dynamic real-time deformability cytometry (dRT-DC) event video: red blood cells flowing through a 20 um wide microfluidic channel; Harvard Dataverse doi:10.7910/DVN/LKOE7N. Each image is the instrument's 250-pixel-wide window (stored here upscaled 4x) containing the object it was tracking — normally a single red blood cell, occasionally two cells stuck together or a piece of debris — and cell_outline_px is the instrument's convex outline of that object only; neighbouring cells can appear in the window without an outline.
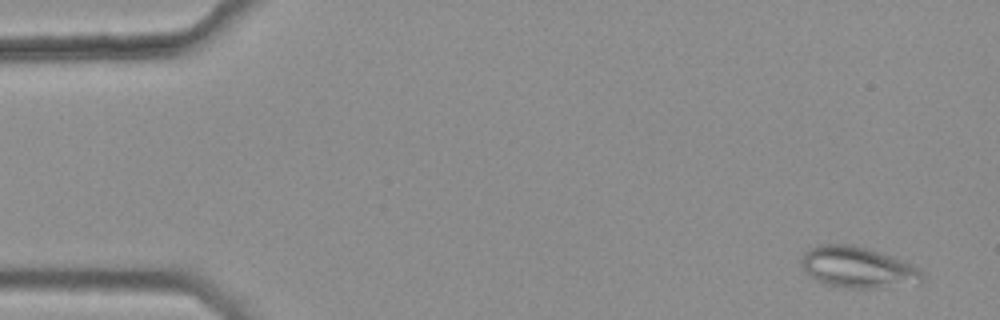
{"species": "common noctule bat (a hibernating species)", "species_latin": "Nyctalus noctula", "temperature_condition": "warm", "stored_images_in_passage": 45, "camera_frame_rate_fps": 3000, "um_per_image_px": 0.085, "animal": {"sex": "female", "body_mass_g": 25.1}, "frame": {"image": 1, "passage_image": 3, "time_ms": 0.667, "image_size_px": [1000, 320], "cell_outline_px": [[924, 276], [920, 284], [880, 288], [844, 288], [828, 284], [816, 280], [804, 268], [800, 260], [804, 252], [808, 248], [820, 244], [852, 244], [892, 256], [916, 268]], "centroid_in_image_um": [72.9, 22.73], "position_along_channel_um": 12.1, "area_um2": 28.78}}
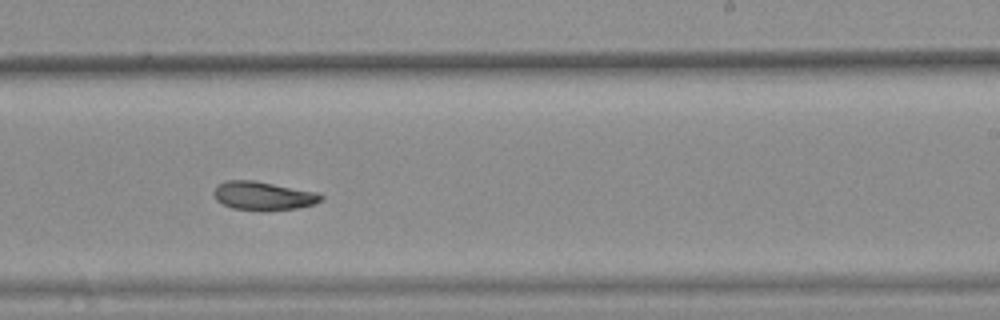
{"frame": {"image": 2, "passage_image": 33, "time_ms": 10.667, "image_size_px": [1000, 320], "cell_outline_px": [[324, 200], [316, 204], [296, 208], [264, 212], [260, 212], [232, 208], [216, 200], [212, 192], [224, 180], [252, 180], [316, 192], [324, 196]], "centroid_in_image_um": [22.39, 16.67], "position_along_channel_um": 266.6, "area_um2": 18.09}}
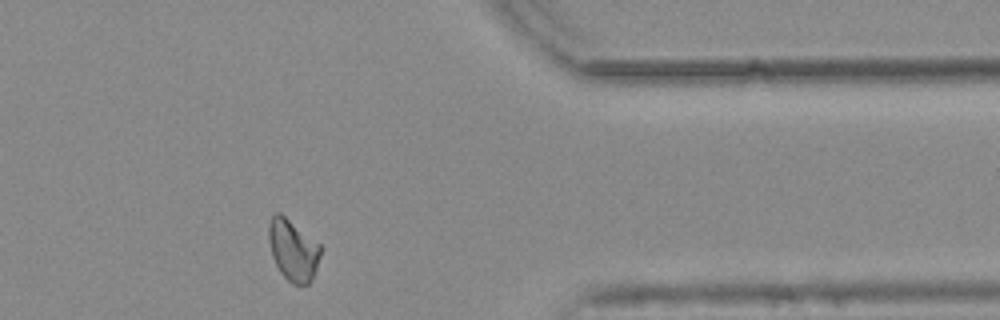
{"frame": {"image": 3, "passage_image": 44, "time_ms": 14.333, "image_size_px": [1000, 320], "cell_outline_px": [[320, 256], [312, 280], [308, 284], [292, 284], [280, 272], [272, 256], [268, 240], [268, 224], [272, 216], [276, 212], [280, 212], [320, 244]], "centroid_in_image_um": [24.89, 21.24], "position_along_channel_um": 386.5, "area_um2": 18.44}, "authors_computed_cell_mechanics": {"area_um2": 18.6694, "velocity_mm_per_s": 3.7452, "shape_relaxation_time_tau1_ms": null, "shape_relaxation_time_tau2_ms": 6.8255, "deformation_change_tau1": null, "deformation_change_tau2": 0.106}}